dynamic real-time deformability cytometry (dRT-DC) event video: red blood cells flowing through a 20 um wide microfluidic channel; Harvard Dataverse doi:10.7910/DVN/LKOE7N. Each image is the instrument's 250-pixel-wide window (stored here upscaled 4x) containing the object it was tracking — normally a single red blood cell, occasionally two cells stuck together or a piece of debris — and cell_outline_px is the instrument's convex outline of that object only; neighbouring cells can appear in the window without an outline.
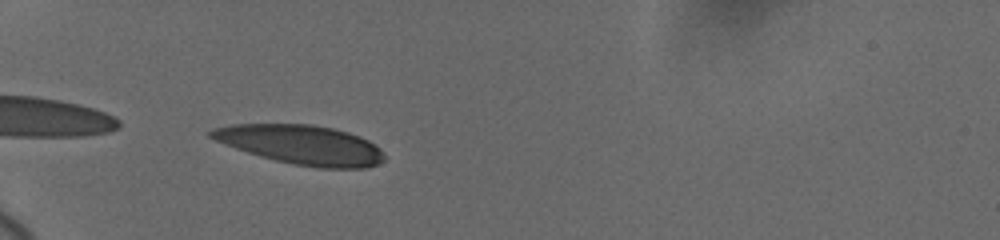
{"species": "human", "species_latin": "Homo sapiens", "temperature_condition": "cold", "stored_images_in_passage": 16, "camera_frame_rate_fps": 3000, "um_per_image_px": 0.085, "donor": {"sex": "female"}, "frame": {"image": 1, "passage_image": 1, "time_ms": 0.0, "image_size_px": [1000, 240], "cell_outline_px": [[384, 160], [368, 168], [320, 168], [292, 164], [260, 156], [236, 148], [216, 140], [208, 136], [208, 132], [212, 128], [232, 124], [312, 124], [332, 128], [348, 132], [360, 136], [368, 140], [380, 148], [384, 156]], "centroid_in_image_um": [25.62, 12.3], "position_along_channel_um": 59.4, "area_um2": 39.59}}
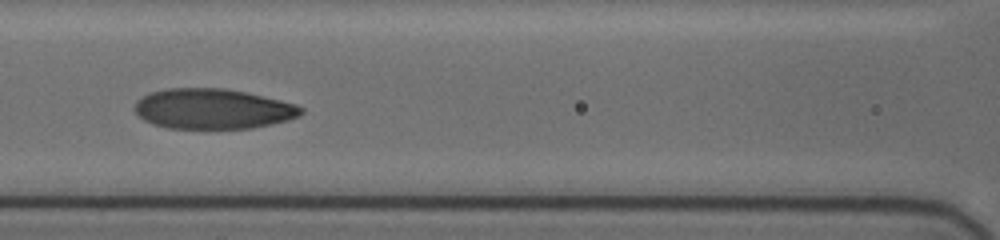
{"frame": {"image": 2, "passage_image": 9, "time_ms": 3.0, "image_size_px": [1000, 240], "cell_outline_px": [[304, 112], [300, 116], [288, 120], [272, 124], [252, 128], [168, 128], [152, 124], [144, 120], [136, 112], [136, 100], [152, 92], [168, 88], [224, 88], [244, 92], [280, 100], [296, 104], [304, 108]], "centroid_in_image_um": [18.12, 9.25], "position_along_channel_um": 148.5, "area_um2": 38.84}}
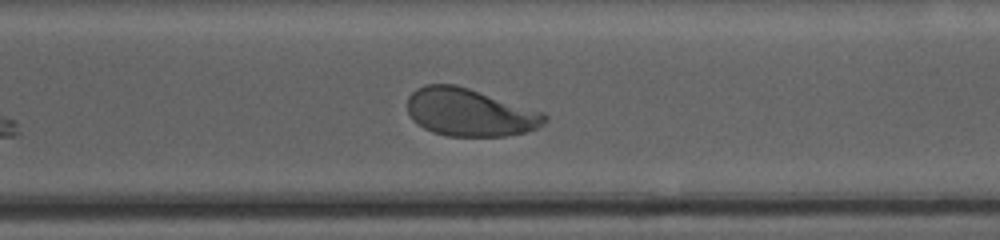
{"frame": {"image": 3, "passage_image": 16, "time_ms": 8.0, "image_size_px": [1000, 240], "cell_outline_px": [[548, 120], [544, 124], [536, 128], [524, 132], [504, 136], [448, 136], [432, 132], [416, 124], [412, 120], [408, 112], [408, 96], [416, 88], [424, 84], [456, 84], [544, 112], [548, 116]], "centroid_in_image_um": [39.91, 9.55], "position_along_channel_um": 330.7, "area_um2": 38.32}}